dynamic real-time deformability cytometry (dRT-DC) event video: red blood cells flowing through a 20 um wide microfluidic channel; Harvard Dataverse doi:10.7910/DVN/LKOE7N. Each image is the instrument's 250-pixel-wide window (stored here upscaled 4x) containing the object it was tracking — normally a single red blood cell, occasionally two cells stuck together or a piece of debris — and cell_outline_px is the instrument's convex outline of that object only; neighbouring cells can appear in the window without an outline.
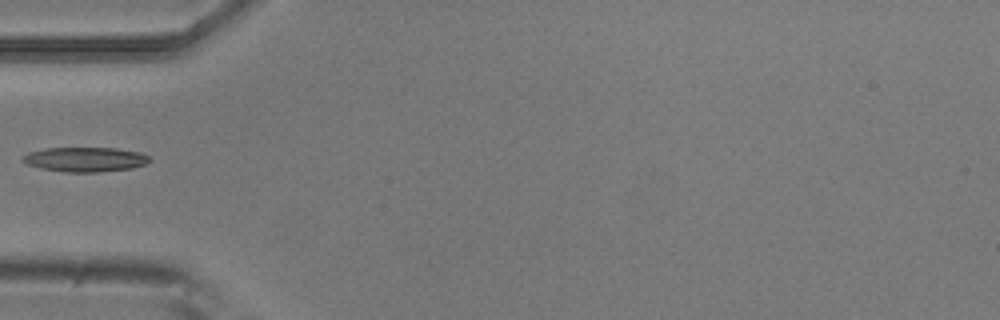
{"species": "common noctule bat (a hibernating species)", "species_latin": "Nyctalus noctula", "temperature_condition": "room temperature", "stored_images_in_passage": 7, "camera_frame_rate_fps": 3000, "um_per_image_px": 0.085, "animal": {"sex": "male", "body_mass_g": 20.5, "forearm_length_mm": 52.5}, "frame": {"image": 1, "passage_image": 6, "time_ms": 1.667, "image_size_px": [1000, 320], "cell_outline_px": [[148, 160], [144, 164], [132, 168], [100, 172], [64, 172], [40, 168], [28, 164], [20, 160], [20, 156], [28, 152], [48, 148], [116, 148], [140, 152], [148, 156]], "centroid_in_image_um": [7.18, 13.55], "position_along_channel_um": 77.8, "area_um2": 18.15}}
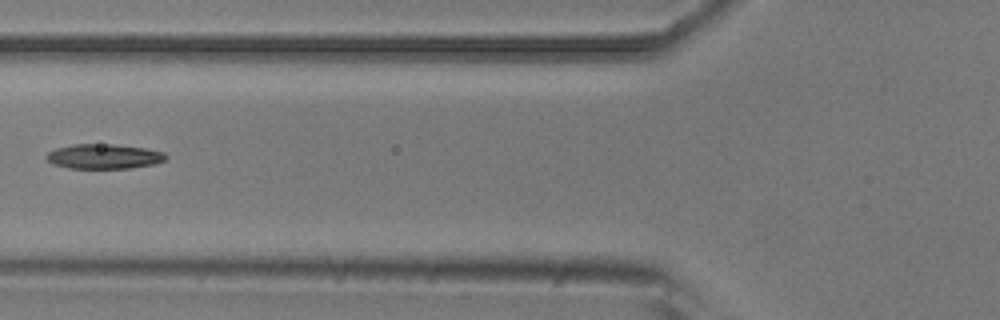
{"frame": {"image": 2, "passage_image": 7, "time_ms": 2.0, "image_size_px": [1000, 320], "cell_outline_px": [[168, 156], [164, 160], [156, 164], [128, 168], [68, 168], [52, 164], [44, 156], [48, 152], [56, 148], [72, 144], [112, 144], [144, 148], [164, 152]], "centroid_in_image_um": [8.81, 13.29], "position_along_channel_um": 117.0, "area_um2": 17.28}}